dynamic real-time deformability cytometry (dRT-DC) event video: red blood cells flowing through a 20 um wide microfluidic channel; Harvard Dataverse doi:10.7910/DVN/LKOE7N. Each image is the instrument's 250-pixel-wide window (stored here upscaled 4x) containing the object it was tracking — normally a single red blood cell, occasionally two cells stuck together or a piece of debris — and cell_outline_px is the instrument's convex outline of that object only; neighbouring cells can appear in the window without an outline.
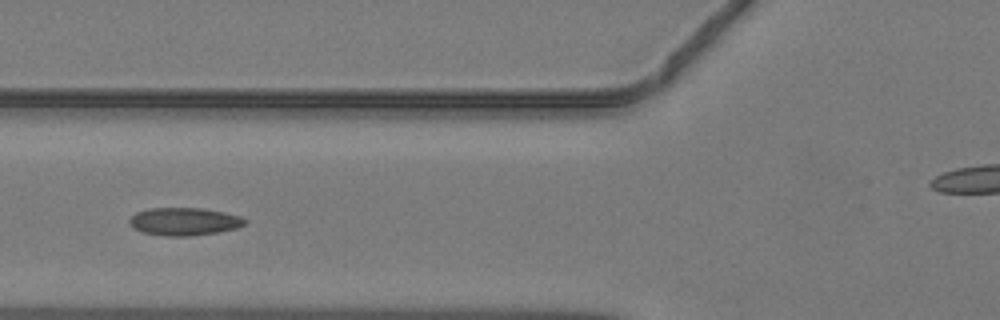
{"species": "common noctule bat (a hibernating species)", "species_latin": "Nyctalus noctula", "temperature_condition": "warm", "stored_images_in_passage": 36, "camera_frame_rate_fps": 3000, "um_per_image_px": 0.085, "animal": {"sex": "male", "body_mass_g": 19.2, "forearm_length_mm": 51.8}, "frame": {"image": 1, "passage_image": 7, "time_ms": 2.0, "image_size_px": [1000, 320], "cell_outline_px": [[248, 220], [244, 224], [236, 228], [220, 232], [192, 236], [164, 236], [144, 232], [132, 228], [128, 224], [128, 220], [136, 212], [148, 208], [204, 208], [224, 212], [240, 216]], "centroid_in_image_um": [15.64, 18.83], "position_along_channel_um": 110.2, "area_um2": 18.9}}
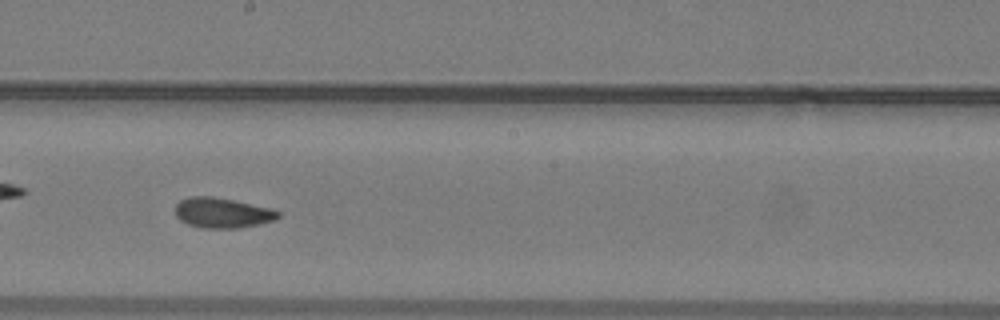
{"frame": {"image": 2, "passage_image": 15, "time_ms": 4.667, "image_size_px": [1000, 320], "cell_outline_px": [[280, 216], [272, 220], [260, 224], [240, 228], [200, 228], [188, 224], [180, 220], [176, 216], [176, 204], [180, 200], [192, 196], [212, 196], [272, 208], [280, 212]], "centroid_in_image_um": [18.89, 18.09], "position_along_channel_um": 229.3, "area_um2": 18.09}}
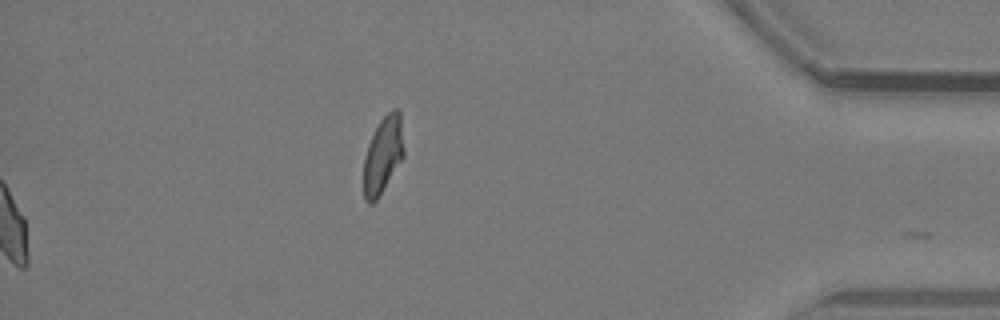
{"frame": {"image": 3, "passage_image": 36, "time_ms": 11.667, "image_size_px": [1000, 320], "cell_outline_px": [[404, 156], [376, 200], [372, 204], [368, 204], [364, 200], [364, 156], [368, 144], [380, 120], [392, 108], [396, 108], [400, 112], [404, 148]], "centroid_in_image_um": [32.55, 13.16], "position_along_channel_um": 402.6, "area_um2": 17.86}}